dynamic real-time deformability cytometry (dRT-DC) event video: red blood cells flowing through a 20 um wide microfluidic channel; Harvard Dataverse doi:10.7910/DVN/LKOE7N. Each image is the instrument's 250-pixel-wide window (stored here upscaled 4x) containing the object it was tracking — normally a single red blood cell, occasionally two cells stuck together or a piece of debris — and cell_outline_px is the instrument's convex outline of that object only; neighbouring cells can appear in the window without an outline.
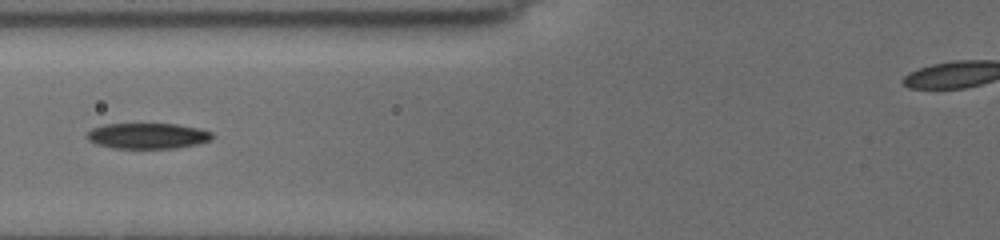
{"species": "common noctule bat (a hibernating species)", "species_latin": "Nyctalus noctula", "temperature_condition": "cold", "stored_images_in_passage": 11, "camera_frame_rate_fps": 3000, "um_per_image_px": 0.085, "animal": {"sex": "female", "body_mass_g": 19.5, "forearm_length_mm": 54.1}, "frame": {"image": 1, "passage_image": 10, "time_ms": 8.0, "image_size_px": [1000, 240], "cell_outline_px": [[212, 140], [196, 144], [176, 148], [112, 148], [96, 144], [88, 140], [84, 136], [92, 128], [104, 124], [176, 124], [196, 128], [212, 132]], "centroid_in_image_um": [12.5, 11.55], "position_along_channel_um": 113.3, "area_um2": 18.73}}